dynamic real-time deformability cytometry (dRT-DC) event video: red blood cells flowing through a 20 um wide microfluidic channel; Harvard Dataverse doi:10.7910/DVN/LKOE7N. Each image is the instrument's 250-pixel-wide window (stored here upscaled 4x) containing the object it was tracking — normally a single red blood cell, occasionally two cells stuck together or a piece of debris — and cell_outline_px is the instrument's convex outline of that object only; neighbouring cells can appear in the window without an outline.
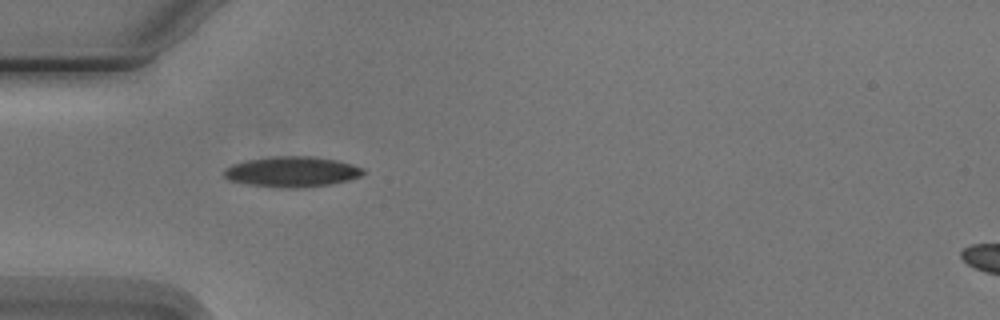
{"species": "Egyptian fruit bat (a non-hibernating species)", "species_latin": "Rousettus aegyptiacus", "temperature_condition": "cold", "stored_images_in_passage": 2, "camera_frame_rate_fps": 3000, "um_per_image_px": 0.085, "animal": {"sex": "male"}, "frame": {"image": 1, "passage_image": 1, "time_ms": 0.0, "image_size_px": [1000, 320], "cell_outline_px": [[368, 172], [360, 176], [348, 180], [328, 184], [292, 188], [284, 188], [248, 184], [228, 180], [224, 176], [224, 168], [232, 164], [248, 160], [268, 156], [312, 156], [336, 160], [352, 164], [364, 168]], "centroid_in_image_um": [24.82, 14.58], "position_along_channel_um": 60.2, "area_um2": 24.68}}
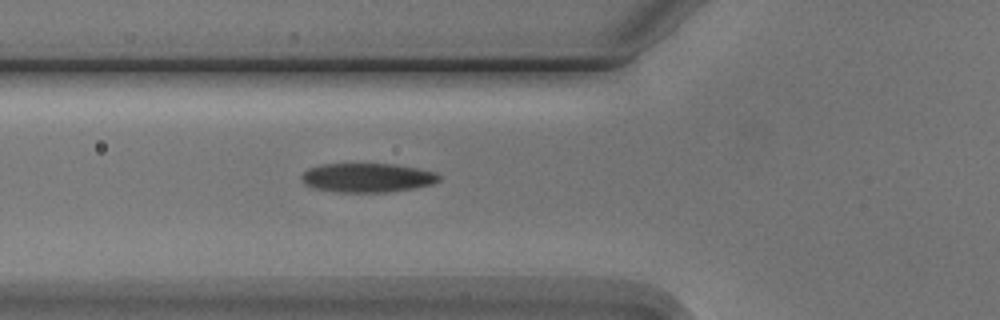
{"frame": {"image": 2, "passage_image": 2, "time_ms": 1.0, "image_size_px": [1000, 320], "cell_outline_px": [[440, 180], [432, 184], [416, 188], [388, 192], [336, 192], [312, 188], [304, 184], [300, 180], [300, 176], [308, 168], [320, 164], [392, 164], [416, 168], [436, 172], [440, 176]], "centroid_in_image_um": [31.18, 15.11], "position_along_channel_um": 94.6, "area_um2": 23.52}}